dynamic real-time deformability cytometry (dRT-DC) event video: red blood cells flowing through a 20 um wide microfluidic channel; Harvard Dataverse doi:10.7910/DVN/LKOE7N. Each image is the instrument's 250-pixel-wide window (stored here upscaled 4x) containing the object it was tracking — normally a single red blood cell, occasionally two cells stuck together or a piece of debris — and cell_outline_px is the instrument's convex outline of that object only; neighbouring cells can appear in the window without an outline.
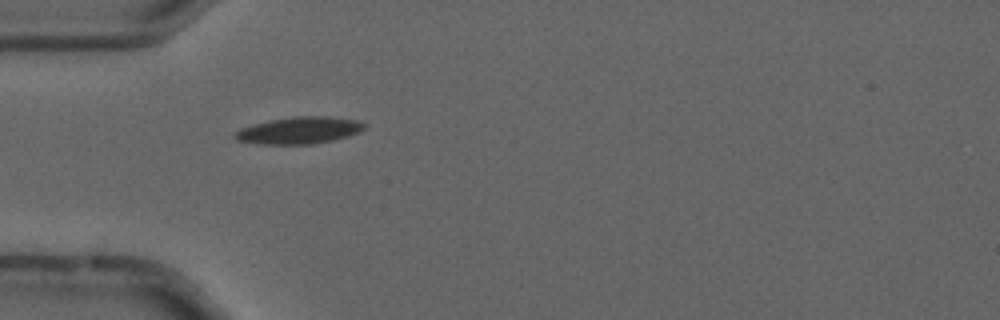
{"species": "common noctule bat (a hibernating species)", "species_latin": "Nyctalus noctula", "temperature_condition": "cold", "stored_images_in_passage": 11, "camera_frame_rate_fps": 3000, "um_per_image_px": 0.085, "animal": {"sex": "male", "forearm_length_mm": 52.5}, "frame": {"image": 1, "passage_image": 5, "time_ms": 1.333, "image_size_px": [1000, 320], "cell_outline_px": [[364, 128], [360, 132], [348, 136], [332, 140], [312, 144], [260, 144], [236, 140], [232, 136], [240, 128], [268, 120], [292, 116], [328, 116], [356, 120], [364, 124]], "centroid_in_image_um": [25.4, 11.08], "position_along_channel_um": 59.6, "area_um2": 20.29}}
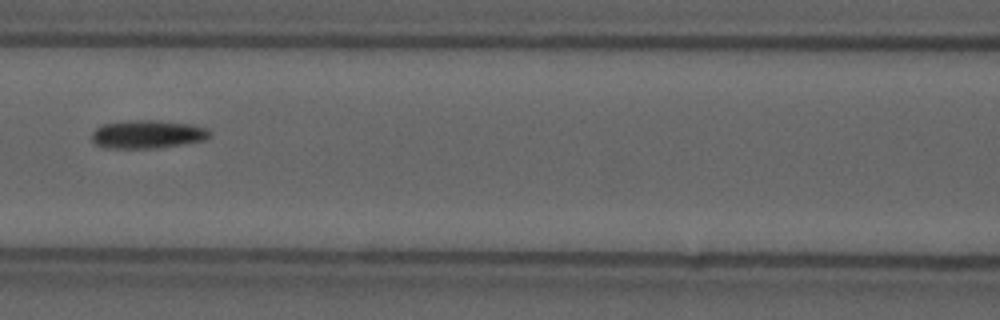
{"frame": {"image": 2, "passage_image": 7, "time_ms": 2.0, "image_size_px": [1000, 320], "cell_outline_px": [[212, 136], [204, 140], [156, 148], [104, 148], [96, 144], [92, 140], [92, 132], [96, 128], [104, 124], [128, 120], [152, 120], [192, 124], [208, 128], [212, 132]], "centroid_in_image_um": [12.56, 11.41], "position_along_channel_um": 154.0, "area_um2": 19.48}}
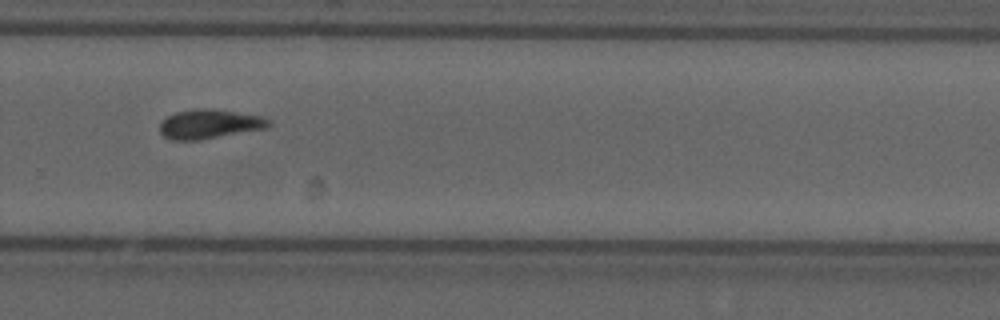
{"frame": {"image": 3, "passage_image": 11, "time_ms": 3.333, "image_size_px": [1000, 320], "cell_outline_px": [[272, 124], [268, 128], [200, 140], [172, 140], [164, 136], [160, 132], [160, 120], [176, 112], [204, 108], [212, 108], [260, 116], [272, 120]], "centroid_in_image_um": [17.82, 10.55], "position_along_channel_um": 312.0, "area_um2": 18.67}}